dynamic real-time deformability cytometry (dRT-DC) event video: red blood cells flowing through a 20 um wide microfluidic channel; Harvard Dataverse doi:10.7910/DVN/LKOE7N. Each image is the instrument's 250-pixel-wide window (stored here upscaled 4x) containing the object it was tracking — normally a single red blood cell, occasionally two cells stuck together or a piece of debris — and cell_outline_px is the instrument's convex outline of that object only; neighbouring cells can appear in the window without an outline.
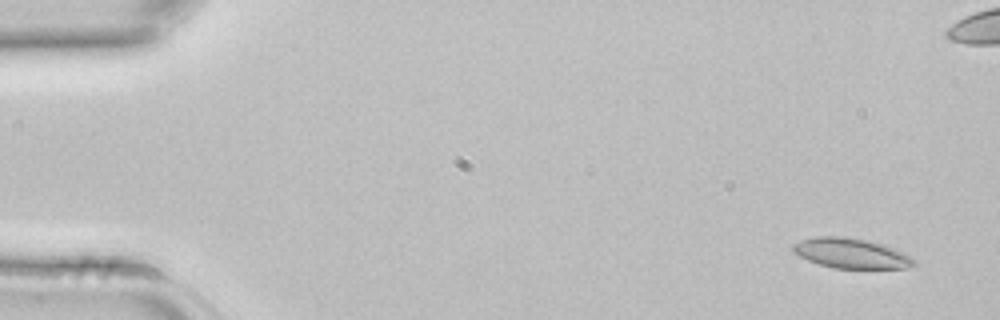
{"species": "common noctule bat (a hibernating species)", "species_latin": "Nyctalus noctula", "temperature_condition": "room temperature", "stored_images_in_passage": 4, "camera_frame_rate_fps": 3000, "um_per_image_px": 0.085, "animal": {"sex": "female", "body_mass_g": 22.7, "forearm_length_mm": 54.2}, "frame": {"image": 1, "passage_image": 1, "time_ms": 0.0, "image_size_px": [1000, 320], "cell_outline_px": [[916, 264], [904, 268], [836, 268], [820, 264], [808, 260], [792, 252], [792, 244], [800, 240], [812, 236], [840, 236], [864, 240], [880, 244], [904, 252], [912, 256], [916, 260]], "centroid_in_image_um": [72.32, 21.52], "position_along_channel_um": 12.7, "area_um2": 21.04}}